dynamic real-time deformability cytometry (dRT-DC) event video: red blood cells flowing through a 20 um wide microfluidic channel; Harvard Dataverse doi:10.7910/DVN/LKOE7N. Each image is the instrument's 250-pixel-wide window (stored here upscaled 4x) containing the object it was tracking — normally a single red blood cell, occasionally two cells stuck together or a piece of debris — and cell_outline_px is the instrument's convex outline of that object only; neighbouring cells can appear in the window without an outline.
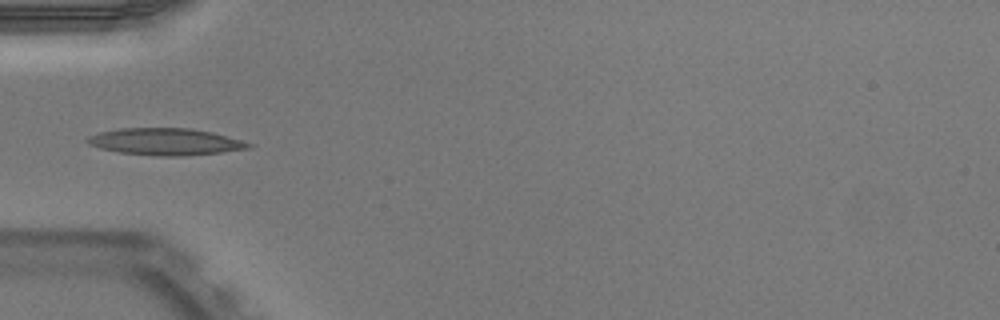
{"species": "Egyptian fruit bat (a non-hibernating species)", "species_latin": "Rousettus aegyptiacus", "temperature_condition": "warm", "stored_images_in_passage": 35, "camera_frame_rate_fps": 3000, "um_per_image_px": 0.085, "animal": {"sex": "male"}, "frame": {"image": 1, "passage_image": 1, "time_ms": 0.0, "image_size_px": [1000, 320], "cell_outline_px": [[252, 148], [220, 152], [184, 156], [156, 156], [120, 152], [100, 148], [88, 144], [84, 140], [88, 136], [100, 132], [120, 128], [192, 128], [212, 132], [240, 140], [252, 144]], "centroid_in_image_um": [14.03, 12.04], "position_along_channel_um": 71.0, "area_um2": 25.2}}
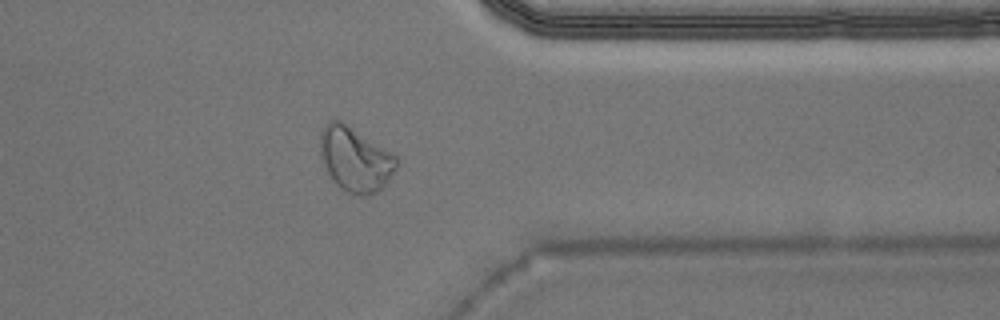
{"frame": {"image": 2, "passage_image": 25, "time_ms": 8.0, "image_size_px": [1000, 320], "cell_outline_px": [[400, 160], [396, 168], [384, 188], [368, 196], [360, 196], [348, 192], [340, 188], [332, 180], [320, 156], [320, 132], [328, 120], [340, 120], [392, 152]], "centroid_in_image_um": [30.21, 13.55], "position_along_channel_um": 381.2, "area_um2": 28.9}, "authors_computed_cell_mechanics": {"area_um2": 22.7154, "velocity_mm_per_s": 3.9588, "shape_relaxation_time_tau1_ms": 8.3245, "shape_relaxation_time_tau2_ms": 3.3939, "deformation_change_tau1": 0.2609, "deformation_change_tau2": 0.1217}}